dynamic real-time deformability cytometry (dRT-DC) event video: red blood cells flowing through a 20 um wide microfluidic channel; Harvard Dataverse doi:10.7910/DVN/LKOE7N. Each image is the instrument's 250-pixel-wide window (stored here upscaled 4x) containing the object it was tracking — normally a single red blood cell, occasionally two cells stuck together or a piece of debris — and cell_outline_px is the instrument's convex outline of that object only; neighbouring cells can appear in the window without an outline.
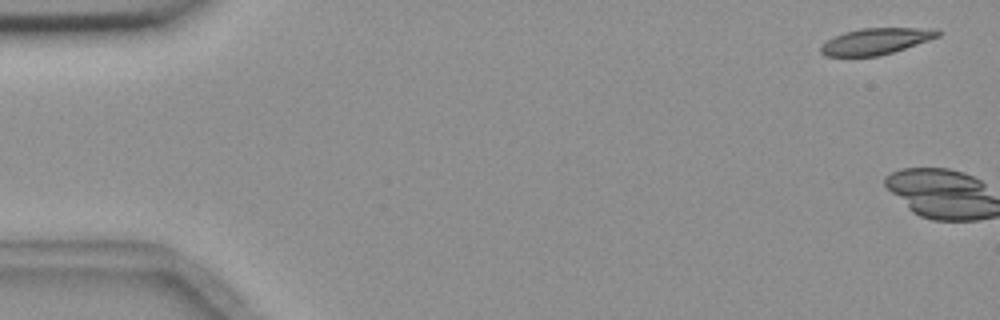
{"species": "common noctule bat (a hibernating species)", "species_latin": "Nyctalus noctula", "temperature_condition": "room temperature", "stored_images_in_passage": 6, "camera_frame_rate_fps": 3000, "um_per_image_px": 0.085, "animal": {"sex": "female", "body_mass_g": 18.4}, "frame": {"image": 1, "passage_image": 1, "time_ms": 0.0, "image_size_px": [1000, 320], "cell_outline_px": [[944, 32], [940, 36], [880, 56], [824, 56], [820, 52], [820, 44], [832, 36], [844, 32], [860, 28], [936, 28]], "centroid_in_image_um": [74.42, 3.49], "position_along_channel_um": 10.6, "area_um2": 18.15}}